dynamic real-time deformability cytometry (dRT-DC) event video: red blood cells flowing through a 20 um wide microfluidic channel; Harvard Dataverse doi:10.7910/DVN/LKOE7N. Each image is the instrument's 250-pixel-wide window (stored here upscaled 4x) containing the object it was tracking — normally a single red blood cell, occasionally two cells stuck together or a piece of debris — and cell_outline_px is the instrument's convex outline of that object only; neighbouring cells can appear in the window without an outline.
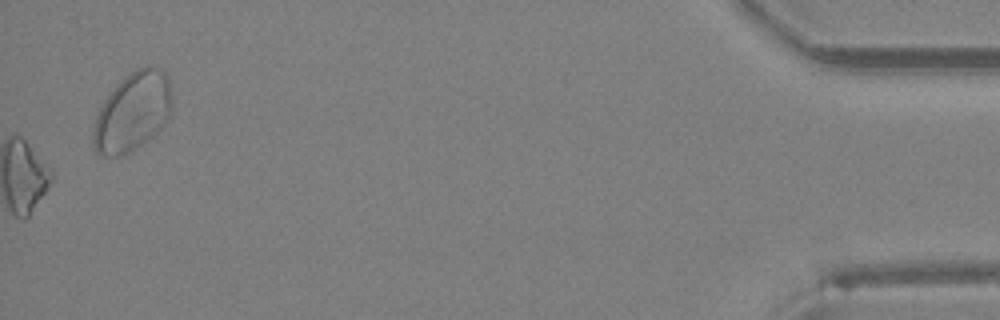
{"species": "Egyptian fruit bat (a non-hibernating species)", "species_latin": "Rousettus aegyptiacus", "temperature_condition": "room temperature", "stored_images_in_passage": 33, "camera_frame_rate_fps": 3000, "um_per_image_px": 0.085, "animal": {"sex": "female"}, "frame": {"image": 1, "passage_image": 33, "time_ms": 10.667, "image_size_px": [1000, 320], "cell_outline_px": [[172, 112], [168, 120], [156, 132], [140, 144], [128, 152], [120, 156], [96, 156], [92, 148], [92, 132], [96, 116], [104, 100], [116, 84], [120, 80], [136, 68], [148, 64], [160, 68], [168, 76], [172, 96]], "centroid_in_image_um": [11.26, 9.49], "position_along_channel_um": 423.9, "area_um2": 36.59}}